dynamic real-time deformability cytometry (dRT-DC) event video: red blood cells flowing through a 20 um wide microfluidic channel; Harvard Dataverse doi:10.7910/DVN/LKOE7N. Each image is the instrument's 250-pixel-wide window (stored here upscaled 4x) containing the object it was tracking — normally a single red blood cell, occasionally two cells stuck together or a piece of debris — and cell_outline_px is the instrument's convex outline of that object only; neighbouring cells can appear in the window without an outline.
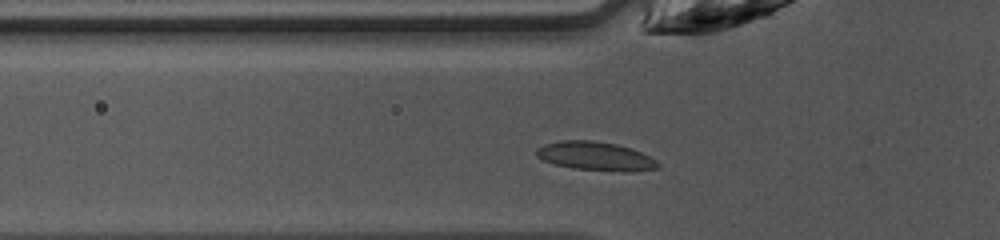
{"species": "common noctule bat (a hibernating species)", "species_latin": "Nyctalus noctula", "temperature_condition": "warm", "stored_images_in_passage": 28, "camera_frame_rate_fps": 3000, "um_per_image_px": 0.085, "animal": {"sex": "female", "body_mass_g": 10.0, "forearm_length_mm": 53.1}, "frame": {"image": 1, "passage_image": 2, "time_ms": 0.333, "image_size_px": [1000, 240], "cell_outline_px": [[660, 168], [632, 172], [628, 172], [572, 168], [552, 164], [536, 156], [536, 148], [544, 144], [560, 140], [592, 140], [616, 144], [632, 148], [656, 160], [660, 164]], "centroid_in_image_um": [50.62, 13.27], "position_along_channel_um": 75.2, "area_um2": 20.52}}
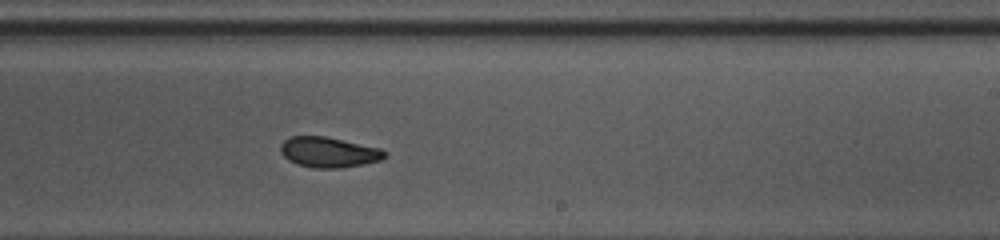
{"frame": {"image": 2, "passage_image": 15, "time_ms": 4.667, "image_size_px": [1000, 240], "cell_outline_px": [[388, 156], [380, 160], [364, 164], [340, 168], [312, 168], [296, 164], [288, 160], [280, 152], [280, 144], [288, 136], [324, 136], [380, 148]], "centroid_in_image_um": [27.9, 12.94], "position_along_channel_um": 261.1, "area_um2": 18.5}}
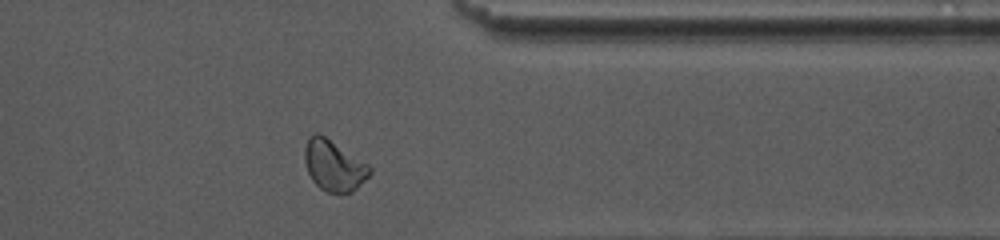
{"frame": {"image": 3, "passage_image": 24, "time_ms": 7.667, "image_size_px": [1000, 240], "cell_outline_px": [[372, 172], [352, 192], [328, 192], [320, 188], [312, 180], [308, 172], [304, 160], [304, 148], [308, 136], [316, 132], [324, 136], [368, 164], [372, 168]], "centroid_in_image_um": [28.35, 14.06], "position_along_channel_um": 383.1, "area_um2": 19.02}, "authors_computed_cell_mechanics": {"area_um2": 19.0162, "velocity_mm_per_s": 4.263, "shape_relaxation_time_tau1_ms": 3.1439, "shape_relaxation_time_tau2_ms": 1.6455, "deformation_change_tau1": 0.0778, "deformation_change_tau2": 0.0505}}